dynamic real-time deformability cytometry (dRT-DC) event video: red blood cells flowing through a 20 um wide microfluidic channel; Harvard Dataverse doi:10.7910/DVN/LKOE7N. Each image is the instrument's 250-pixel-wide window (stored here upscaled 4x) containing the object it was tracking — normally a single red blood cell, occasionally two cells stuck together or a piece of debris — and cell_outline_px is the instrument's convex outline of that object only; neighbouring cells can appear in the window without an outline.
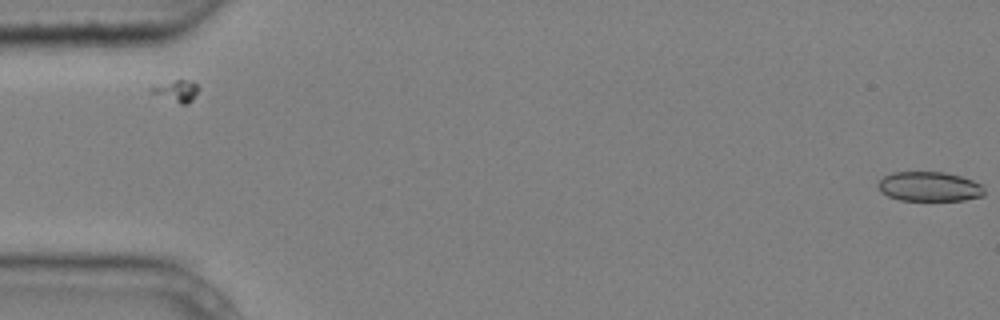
{"species": "common noctule bat (a hibernating species)", "species_latin": "Nyctalus noctula", "temperature_condition": "cold", "stored_images_in_passage": 6, "camera_frame_rate_fps": 3000, "um_per_image_px": 0.085, "animal": {"sex": "male", "body_mass_g": 20.4}, "frame": {"image": 1, "passage_image": 1, "time_ms": 0.0, "image_size_px": [1000, 320], "cell_outline_px": [[984, 196], [964, 200], [900, 200], [888, 196], [880, 192], [876, 188], [876, 184], [884, 176], [892, 172], [944, 172], [960, 176], [972, 180], [980, 184], [984, 188]], "centroid_in_image_um": [78.96, 15.86], "position_along_channel_um": 6.0, "area_um2": 18.44}}
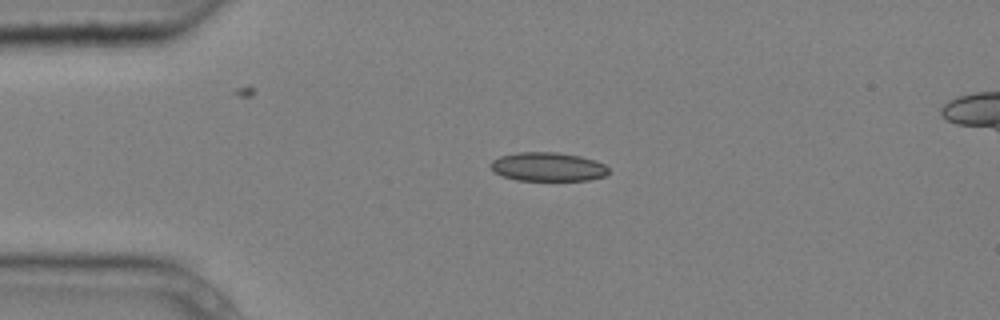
{"frame": {"image": 2, "passage_image": 4, "time_ms": 1.0, "image_size_px": [1000, 320], "cell_outline_px": [[608, 172], [604, 176], [588, 180], [516, 180], [504, 176], [496, 172], [488, 164], [492, 160], [500, 156], [516, 152], [556, 152], [580, 156], [596, 160], [604, 164], [608, 168]], "centroid_in_image_um": [46.56, 14.17], "position_along_channel_um": 38.4, "area_um2": 19.77}}
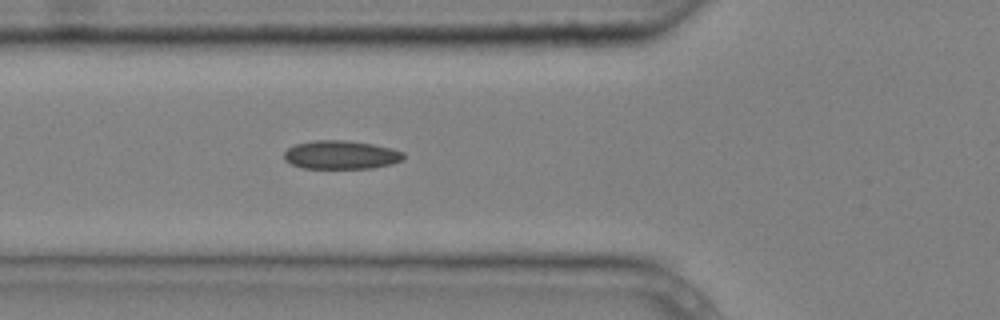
{"frame": {"image": 3, "passage_image": 6, "time_ms": 1.667, "image_size_px": [1000, 320], "cell_outline_px": [[404, 156], [400, 160], [392, 164], [372, 168], [304, 168], [292, 164], [284, 160], [284, 152], [288, 148], [296, 144], [312, 140], [344, 140], [372, 144], [392, 148], [404, 152]], "centroid_in_image_um": [28.97, 13.16], "position_along_channel_um": 96.8, "area_um2": 19.83}}